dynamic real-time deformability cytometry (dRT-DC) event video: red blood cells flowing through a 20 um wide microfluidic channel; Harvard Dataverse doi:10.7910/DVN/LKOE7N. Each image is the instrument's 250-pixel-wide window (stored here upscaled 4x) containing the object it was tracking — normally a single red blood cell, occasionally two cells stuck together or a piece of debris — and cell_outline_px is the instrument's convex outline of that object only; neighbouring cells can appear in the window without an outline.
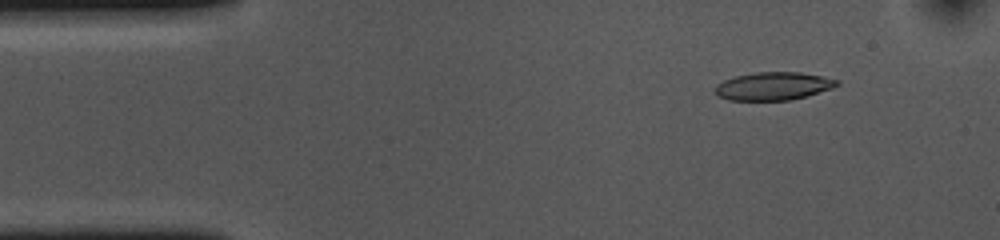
{"species": "common noctule bat (a hibernating species)", "species_latin": "Nyctalus noctula", "temperature_condition": "cold", "stored_images_in_passage": 53, "camera_frame_rate_fps": 3000, "um_per_image_px": 0.085, "animal": {"sex": "female", "body_mass_g": 10.0, "forearm_length_mm": 53.1}, "frame": {"image": 1, "passage_image": 6, "time_ms": 1.667, "image_size_px": [1000, 240], "cell_outline_px": [[840, 84], [832, 88], [808, 96], [792, 100], [728, 100], [720, 96], [716, 92], [716, 84], [724, 80], [736, 76], [756, 72], [800, 72], [824, 76], [840, 80]], "centroid_in_image_um": [65.79, 7.31], "position_along_channel_um": 19.2, "area_um2": 19.94}}
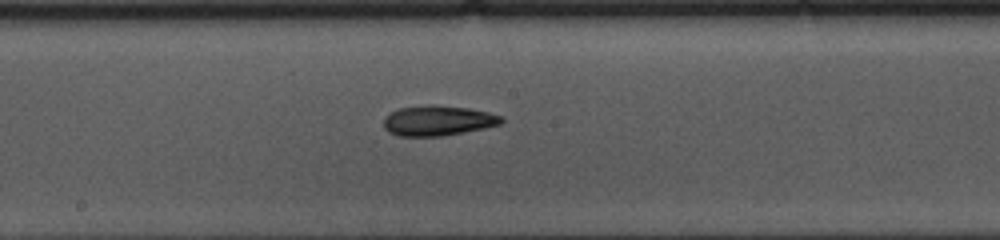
{"frame": {"image": 2, "passage_image": 27, "time_ms": 8.667, "image_size_px": [1000, 240], "cell_outline_px": [[504, 120], [500, 124], [484, 128], [444, 136], [400, 136], [388, 132], [384, 128], [384, 116], [400, 108], [428, 104], [432, 104], [468, 108], [488, 112], [504, 116]], "centroid_in_image_um": [37.23, 10.25], "position_along_channel_um": 211.0, "area_um2": 20.81}}
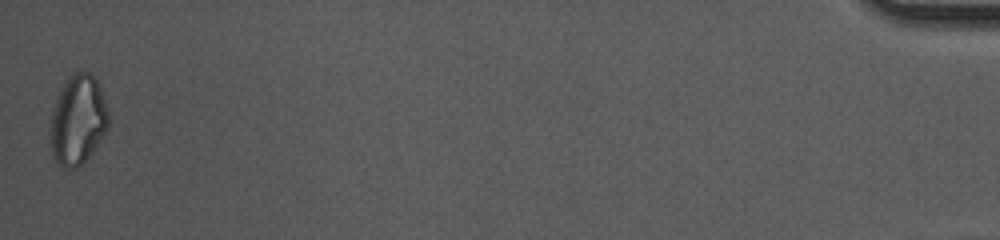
{"frame": {"image": 3, "passage_image": 53, "time_ms": 17.333, "image_size_px": [1000, 240], "cell_outline_px": [[108, 128], [88, 156], [76, 168], [64, 168], [56, 164], [52, 156], [52, 108], [56, 96], [68, 76], [76, 72], [92, 72], [100, 88], [108, 108]], "centroid_in_image_um": [6.61, 10.17], "position_along_channel_um": 428.6, "area_um2": 30.06}, "authors_computed_cell_mechanics": {"area_um2": 20.3456, "velocity_mm_per_s": 3.6734, "shape_relaxation_time_tau1_ms": null, "shape_relaxation_time_tau2_ms": 4.9739, "deformation_change_tau1": null, "deformation_change_tau2": 0.1399}}